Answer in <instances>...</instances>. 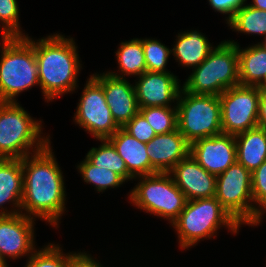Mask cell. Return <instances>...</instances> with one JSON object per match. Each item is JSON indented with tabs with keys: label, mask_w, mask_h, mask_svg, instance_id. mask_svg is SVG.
Returning a JSON list of instances; mask_svg holds the SVG:
<instances>
[{
	"label": "cell",
	"mask_w": 266,
	"mask_h": 267,
	"mask_svg": "<svg viewBox=\"0 0 266 267\" xmlns=\"http://www.w3.org/2000/svg\"><path fill=\"white\" fill-rule=\"evenodd\" d=\"M259 44L266 49V37H264L263 41L261 43L259 42Z\"/></svg>",
	"instance_id": "cell-40"
},
{
	"label": "cell",
	"mask_w": 266,
	"mask_h": 267,
	"mask_svg": "<svg viewBox=\"0 0 266 267\" xmlns=\"http://www.w3.org/2000/svg\"><path fill=\"white\" fill-rule=\"evenodd\" d=\"M147 71L149 72H171L166 68L171 49L161 41L153 38L142 39Z\"/></svg>",
	"instance_id": "cell-29"
},
{
	"label": "cell",
	"mask_w": 266,
	"mask_h": 267,
	"mask_svg": "<svg viewBox=\"0 0 266 267\" xmlns=\"http://www.w3.org/2000/svg\"><path fill=\"white\" fill-rule=\"evenodd\" d=\"M216 179L215 198L240 226L252 227L259 211L253 204L251 172L236 161Z\"/></svg>",
	"instance_id": "cell-9"
},
{
	"label": "cell",
	"mask_w": 266,
	"mask_h": 267,
	"mask_svg": "<svg viewBox=\"0 0 266 267\" xmlns=\"http://www.w3.org/2000/svg\"><path fill=\"white\" fill-rule=\"evenodd\" d=\"M258 86L238 85L219 95L222 133L237 135L258 126Z\"/></svg>",
	"instance_id": "cell-11"
},
{
	"label": "cell",
	"mask_w": 266,
	"mask_h": 267,
	"mask_svg": "<svg viewBox=\"0 0 266 267\" xmlns=\"http://www.w3.org/2000/svg\"><path fill=\"white\" fill-rule=\"evenodd\" d=\"M249 5L256 9L266 11V0H252V2L249 3Z\"/></svg>",
	"instance_id": "cell-36"
},
{
	"label": "cell",
	"mask_w": 266,
	"mask_h": 267,
	"mask_svg": "<svg viewBox=\"0 0 266 267\" xmlns=\"http://www.w3.org/2000/svg\"><path fill=\"white\" fill-rule=\"evenodd\" d=\"M190 155L206 171L220 175L237 161L235 136L219 134L190 144Z\"/></svg>",
	"instance_id": "cell-14"
},
{
	"label": "cell",
	"mask_w": 266,
	"mask_h": 267,
	"mask_svg": "<svg viewBox=\"0 0 266 267\" xmlns=\"http://www.w3.org/2000/svg\"><path fill=\"white\" fill-rule=\"evenodd\" d=\"M177 106V129L192 142L222 134L221 102L219 96L179 92Z\"/></svg>",
	"instance_id": "cell-8"
},
{
	"label": "cell",
	"mask_w": 266,
	"mask_h": 267,
	"mask_svg": "<svg viewBox=\"0 0 266 267\" xmlns=\"http://www.w3.org/2000/svg\"><path fill=\"white\" fill-rule=\"evenodd\" d=\"M41 120H36L18 102H0V158L22 159L42 150L49 142Z\"/></svg>",
	"instance_id": "cell-5"
},
{
	"label": "cell",
	"mask_w": 266,
	"mask_h": 267,
	"mask_svg": "<svg viewBox=\"0 0 266 267\" xmlns=\"http://www.w3.org/2000/svg\"><path fill=\"white\" fill-rule=\"evenodd\" d=\"M89 76L79 103H77L73 119L78 126L96 140L108 139L120 127L113 119L107 105L102 84L93 75Z\"/></svg>",
	"instance_id": "cell-10"
},
{
	"label": "cell",
	"mask_w": 266,
	"mask_h": 267,
	"mask_svg": "<svg viewBox=\"0 0 266 267\" xmlns=\"http://www.w3.org/2000/svg\"><path fill=\"white\" fill-rule=\"evenodd\" d=\"M51 141L40 151L21 159L23 197L21 213L57 228L66 211V188Z\"/></svg>",
	"instance_id": "cell-1"
},
{
	"label": "cell",
	"mask_w": 266,
	"mask_h": 267,
	"mask_svg": "<svg viewBox=\"0 0 266 267\" xmlns=\"http://www.w3.org/2000/svg\"><path fill=\"white\" fill-rule=\"evenodd\" d=\"M171 226L175 229L182 250L197 245L203 239L217 237V231L221 227H227L226 229L236 235L242 227L215 197L188 200Z\"/></svg>",
	"instance_id": "cell-4"
},
{
	"label": "cell",
	"mask_w": 266,
	"mask_h": 267,
	"mask_svg": "<svg viewBox=\"0 0 266 267\" xmlns=\"http://www.w3.org/2000/svg\"><path fill=\"white\" fill-rule=\"evenodd\" d=\"M18 6L17 0H0V30L6 38L26 37L28 35L23 33L20 27Z\"/></svg>",
	"instance_id": "cell-30"
},
{
	"label": "cell",
	"mask_w": 266,
	"mask_h": 267,
	"mask_svg": "<svg viewBox=\"0 0 266 267\" xmlns=\"http://www.w3.org/2000/svg\"><path fill=\"white\" fill-rule=\"evenodd\" d=\"M258 127L266 130V91L261 90L258 103Z\"/></svg>",
	"instance_id": "cell-35"
},
{
	"label": "cell",
	"mask_w": 266,
	"mask_h": 267,
	"mask_svg": "<svg viewBox=\"0 0 266 267\" xmlns=\"http://www.w3.org/2000/svg\"><path fill=\"white\" fill-rule=\"evenodd\" d=\"M156 134H166L177 129V107L139 108Z\"/></svg>",
	"instance_id": "cell-28"
},
{
	"label": "cell",
	"mask_w": 266,
	"mask_h": 267,
	"mask_svg": "<svg viewBox=\"0 0 266 267\" xmlns=\"http://www.w3.org/2000/svg\"><path fill=\"white\" fill-rule=\"evenodd\" d=\"M169 174L187 201L215 197L216 176L206 171L190 154L176 164Z\"/></svg>",
	"instance_id": "cell-16"
},
{
	"label": "cell",
	"mask_w": 266,
	"mask_h": 267,
	"mask_svg": "<svg viewBox=\"0 0 266 267\" xmlns=\"http://www.w3.org/2000/svg\"><path fill=\"white\" fill-rule=\"evenodd\" d=\"M77 171L86 184H92L95 187L97 193H103L108 188L116 189L126 182L117 173L103 167H96L86 157L77 165Z\"/></svg>",
	"instance_id": "cell-27"
},
{
	"label": "cell",
	"mask_w": 266,
	"mask_h": 267,
	"mask_svg": "<svg viewBox=\"0 0 266 267\" xmlns=\"http://www.w3.org/2000/svg\"><path fill=\"white\" fill-rule=\"evenodd\" d=\"M101 144L92 147L85 156L93 165L113 171L120 175L126 182L134 179L128 172L124 160L119 156L115 147L108 139H98Z\"/></svg>",
	"instance_id": "cell-24"
},
{
	"label": "cell",
	"mask_w": 266,
	"mask_h": 267,
	"mask_svg": "<svg viewBox=\"0 0 266 267\" xmlns=\"http://www.w3.org/2000/svg\"><path fill=\"white\" fill-rule=\"evenodd\" d=\"M92 75L102 84L113 119L123 128L139 112L133 83L131 84L127 78H117L107 72Z\"/></svg>",
	"instance_id": "cell-15"
},
{
	"label": "cell",
	"mask_w": 266,
	"mask_h": 267,
	"mask_svg": "<svg viewBox=\"0 0 266 267\" xmlns=\"http://www.w3.org/2000/svg\"><path fill=\"white\" fill-rule=\"evenodd\" d=\"M77 48L74 38H65L60 33L35 40L39 83L45 102L73 93L79 87L82 64Z\"/></svg>",
	"instance_id": "cell-2"
},
{
	"label": "cell",
	"mask_w": 266,
	"mask_h": 267,
	"mask_svg": "<svg viewBox=\"0 0 266 267\" xmlns=\"http://www.w3.org/2000/svg\"><path fill=\"white\" fill-rule=\"evenodd\" d=\"M23 183L21 159L0 158V216L21 213ZM7 203L12 205L9 211L4 207Z\"/></svg>",
	"instance_id": "cell-18"
},
{
	"label": "cell",
	"mask_w": 266,
	"mask_h": 267,
	"mask_svg": "<svg viewBox=\"0 0 266 267\" xmlns=\"http://www.w3.org/2000/svg\"><path fill=\"white\" fill-rule=\"evenodd\" d=\"M91 254L83 252L73 261L70 267H104Z\"/></svg>",
	"instance_id": "cell-34"
},
{
	"label": "cell",
	"mask_w": 266,
	"mask_h": 267,
	"mask_svg": "<svg viewBox=\"0 0 266 267\" xmlns=\"http://www.w3.org/2000/svg\"><path fill=\"white\" fill-rule=\"evenodd\" d=\"M34 221L22 213L0 216V254L6 262L29 258L37 249Z\"/></svg>",
	"instance_id": "cell-12"
},
{
	"label": "cell",
	"mask_w": 266,
	"mask_h": 267,
	"mask_svg": "<svg viewBox=\"0 0 266 267\" xmlns=\"http://www.w3.org/2000/svg\"><path fill=\"white\" fill-rule=\"evenodd\" d=\"M134 81L139 108L177 107L175 102L182 86L173 72L146 71Z\"/></svg>",
	"instance_id": "cell-13"
},
{
	"label": "cell",
	"mask_w": 266,
	"mask_h": 267,
	"mask_svg": "<svg viewBox=\"0 0 266 267\" xmlns=\"http://www.w3.org/2000/svg\"><path fill=\"white\" fill-rule=\"evenodd\" d=\"M115 53L119 65L118 72L112 70L106 71L109 75L117 78H126L127 76L137 77L147 71L142 38H133L121 42Z\"/></svg>",
	"instance_id": "cell-23"
},
{
	"label": "cell",
	"mask_w": 266,
	"mask_h": 267,
	"mask_svg": "<svg viewBox=\"0 0 266 267\" xmlns=\"http://www.w3.org/2000/svg\"><path fill=\"white\" fill-rule=\"evenodd\" d=\"M1 39L0 102H17L22 92L40 87L35 40L28 35Z\"/></svg>",
	"instance_id": "cell-3"
},
{
	"label": "cell",
	"mask_w": 266,
	"mask_h": 267,
	"mask_svg": "<svg viewBox=\"0 0 266 267\" xmlns=\"http://www.w3.org/2000/svg\"><path fill=\"white\" fill-rule=\"evenodd\" d=\"M123 129L135 139L143 143L150 142L157 135L140 112H138L135 117L123 127Z\"/></svg>",
	"instance_id": "cell-31"
},
{
	"label": "cell",
	"mask_w": 266,
	"mask_h": 267,
	"mask_svg": "<svg viewBox=\"0 0 266 267\" xmlns=\"http://www.w3.org/2000/svg\"><path fill=\"white\" fill-rule=\"evenodd\" d=\"M0 267H9V264L3 259L0 254Z\"/></svg>",
	"instance_id": "cell-38"
},
{
	"label": "cell",
	"mask_w": 266,
	"mask_h": 267,
	"mask_svg": "<svg viewBox=\"0 0 266 267\" xmlns=\"http://www.w3.org/2000/svg\"><path fill=\"white\" fill-rule=\"evenodd\" d=\"M108 140L134 178L158 173L150 164L146 143L138 141L123 128H119Z\"/></svg>",
	"instance_id": "cell-19"
},
{
	"label": "cell",
	"mask_w": 266,
	"mask_h": 267,
	"mask_svg": "<svg viewBox=\"0 0 266 267\" xmlns=\"http://www.w3.org/2000/svg\"><path fill=\"white\" fill-rule=\"evenodd\" d=\"M82 252L63 253L62 247L55 243H48L41 249H36L26 260L24 267H70Z\"/></svg>",
	"instance_id": "cell-26"
},
{
	"label": "cell",
	"mask_w": 266,
	"mask_h": 267,
	"mask_svg": "<svg viewBox=\"0 0 266 267\" xmlns=\"http://www.w3.org/2000/svg\"><path fill=\"white\" fill-rule=\"evenodd\" d=\"M176 37L171 53L182 67H198L216 47L199 30L180 32Z\"/></svg>",
	"instance_id": "cell-20"
},
{
	"label": "cell",
	"mask_w": 266,
	"mask_h": 267,
	"mask_svg": "<svg viewBox=\"0 0 266 267\" xmlns=\"http://www.w3.org/2000/svg\"><path fill=\"white\" fill-rule=\"evenodd\" d=\"M227 25L237 33L266 37V11L256 9L246 3Z\"/></svg>",
	"instance_id": "cell-25"
},
{
	"label": "cell",
	"mask_w": 266,
	"mask_h": 267,
	"mask_svg": "<svg viewBox=\"0 0 266 267\" xmlns=\"http://www.w3.org/2000/svg\"><path fill=\"white\" fill-rule=\"evenodd\" d=\"M265 213H266V204L259 210L258 216L252 225L253 227L257 225L260 226V223L263 221L262 219Z\"/></svg>",
	"instance_id": "cell-37"
},
{
	"label": "cell",
	"mask_w": 266,
	"mask_h": 267,
	"mask_svg": "<svg viewBox=\"0 0 266 267\" xmlns=\"http://www.w3.org/2000/svg\"><path fill=\"white\" fill-rule=\"evenodd\" d=\"M227 41L237 45L240 85L259 86L266 77V49L259 42L243 49L237 41Z\"/></svg>",
	"instance_id": "cell-21"
},
{
	"label": "cell",
	"mask_w": 266,
	"mask_h": 267,
	"mask_svg": "<svg viewBox=\"0 0 266 267\" xmlns=\"http://www.w3.org/2000/svg\"><path fill=\"white\" fill-rule=\"evenodd\" d=\"M208 2L215 12L228 15L225 17L227 24L235 13L247 3V0H208Z\"/></svg>",
	"instance_id": "cell-33"
},
{
	"label": "cell",
	"mask_w": 266,
	"mask_h": 267,
	"mask_svg": "<svg viewBox=\"0 0 266 267\" xmlns=\"http://www.w3.org/2000/svg\"><path fill=\"white\" fill-rule=\"evenodd\" d=\"M139 178V179H138ZM137 184L128 194L130 204L172 225L185 207L187 199L169 173L138 176Z\"/></svg>",
	"instance_id": "cell-7"
},
{
	"label": "cell",
	"mask_w": 266,
	"mask_h": 267,
	"mask_svg": "<svg viewBox=\"0 0 266 267\" xmlns=\"http://www.w3.org/2000/svg\"><path fill=\"white\" fill-rule=\"evenodd\" d=\"M251 175L253 204L259 211L266 204V160Z\"/></svg>",
	"instance_id": "cell-32"
},
{
	"label": "cell",
	"mask_w": 266,
	"mask_h": 267,
	"mask_svg": "<svg viewBox=\"0 0 266 267\" xmlns=\"http://www.w3.org/2000/svg\"><path fill=\"white\" fill-rule=\"evenodd\" d=\"M237 162L251 173L266 160V130L255 127L235 135Z\"/></svg>",
	"instance_id": "cell-22"
},
{
	"label": "cell",
	"mask_w": 266,
	"mask_h": 267,
	"mask_svg": "<svg viewBox=\"0 0 266 267\" xmlns=\"http://www.w3.org/2000/svg\"><path fill=\"white\" fill-rule=\"evenodd\" d=\"M261 90L266 91V77L264 81L258 86Z\"/></svg>",
	"instance_id": "cell-39"
},
{
	"label": "cell",
	"mask_w": 266,
	"mask_h": 267,
	"mask_svg": "<svg viewBox=\"0 0 266 267\" xmlns=\"http://www.w3.org/2000/svg\"><path fill=\"white\" fill-rule=\"evenodd\" d=\"M146 146L150 164L158 173H169L190 154V143L178 129L166 134H157L146 143Z\"/></svg>",
	"instance_id": "cell-17"
},
{
	"label": "cell",
	"mask_w": 266,
	"mask_h": 267,
	"mask_svg": "<svg viewBox=\"0 0 266 267\" xmlns=\"http://www.w3.org/2000/svg\"><path fill=\"white\" fill-rule=\"evenodd\" d=\"M240 85L237 45L221 41L183 82L182 89L193 94L219 96Z\"/></svg>",
	"instance_id": "cell-6"
}]
</instances>
